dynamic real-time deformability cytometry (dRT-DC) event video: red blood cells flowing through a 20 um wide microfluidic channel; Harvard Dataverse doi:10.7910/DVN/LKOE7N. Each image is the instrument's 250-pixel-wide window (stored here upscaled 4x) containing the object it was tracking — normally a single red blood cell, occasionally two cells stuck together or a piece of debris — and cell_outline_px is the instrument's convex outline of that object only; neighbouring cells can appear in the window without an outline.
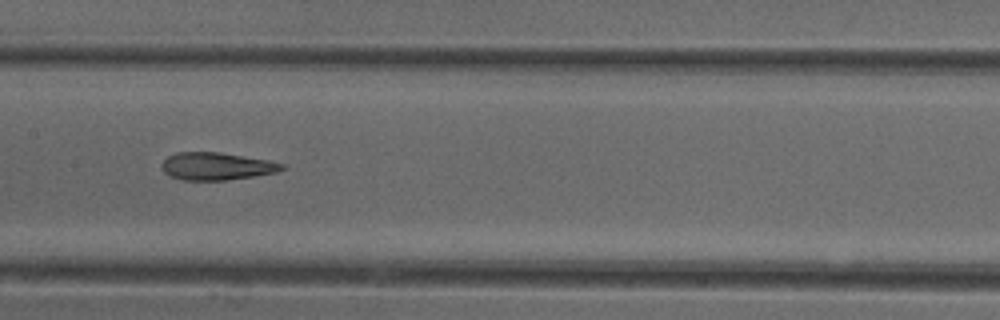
{"species": "common noctule bat (a hibernating species)", "species_latin": "Nyctalus noctula", "temperature_condition": "cold", "stored_images_in_passage": 37, "camera_frame_rate_fps": 3000, "um_per_image_px": 0.085, "animal": {"sex": "female"}, "frame": {"image": 1, "passage_image": 11, "time_ms": 3.333, "image_size_px": [1000, 320], "cell_outline_px": [[284, 168], [276, 172], [252, 176], [224, 180], [184, 180], [168, 176], [160, 168], [160, 164], [168, 156], [176, 152], [220, 152], [268, 160], [284, 164]], "centroid_in_image_um": [18.34, 14.12], "position_along_channel_um": 189.1, "area_um2": 19.25}, "authors_computed_cell_mechanics": {"area_um2": 19.941, "velocity_mm_per_s": 3.9574, "shape_relaxation_time_tau1_ms": 11.3634, "shape_relaxation_time_tau2_ms": 3.1892, "deformation_change_tau1": 0.2566, "deformation_change_tau2": 0.1374}}